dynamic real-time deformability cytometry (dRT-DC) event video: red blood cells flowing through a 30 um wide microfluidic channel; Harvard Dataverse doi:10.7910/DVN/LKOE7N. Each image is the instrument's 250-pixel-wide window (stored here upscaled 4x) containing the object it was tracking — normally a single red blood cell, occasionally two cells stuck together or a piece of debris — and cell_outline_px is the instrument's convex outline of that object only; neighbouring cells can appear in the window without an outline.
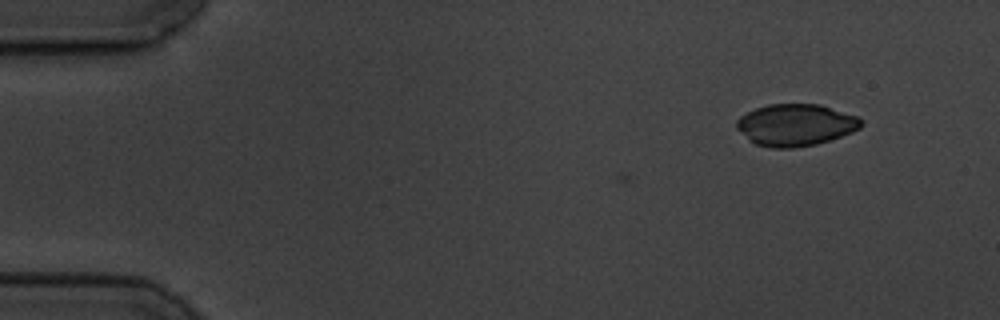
{"species": "common noctule bat (a hibernating species)", "species_latin": "Nyctalus noctula", "temperature_condition": "cold", "stored_images_in_passage": 3, "camera_frame_rate_fps": 3000, "um_per_image_px": 0.085, "animal": {"sex": "male", "body_mass_g": 19.5, "forearm_length_mm": 54.6}, "frame": {"image": 1, "passage_image": 3, "time_ms": 3.0, "image_size_px": [1000, 320], "cell_outline_px": [[864, 124], [860, 128], [852, 132], [816, 144], [792, 148], [772, 148], [756, 144], [748, 140], [736, 128], [736, 120], [740, 116], [756, 108], [768, 104], [820, 104], [860, 116], [864, 120]], "centroid_in_image_um": [67.65, 10.61], "position_along_channel_um": 17.3, "area_um2": 30.63}}